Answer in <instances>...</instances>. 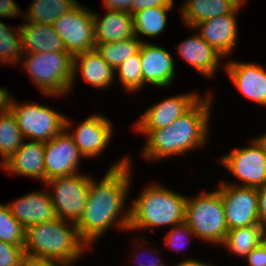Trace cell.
I'll return each mask as SVG.
<instances>
[{
	"label": "cell",
	"instance_id": "6da1fadb",
	"mask_svg": "<svg viewBox=\"0 0 266 266\" xmlns=\"http://www.w3.org/2000/svg\"><path fill=\"white\" fill-rule=\"evenodd\" d=\"M131 158L130 154L122 156L111 164L100 180L91 177L86 206L75 223L91 252L96 241L109 233L112 227L128 233L130 204H127V199L132 194L134 177Z\"/></svg>",
	"mask_w": 266,
	"mask_h": 266
},
{
	"label": "cell",
	"instance_id": "7a4b0ae2",
	"mask_svg": "<svg viewBox=\"0 0 266 266\" xmlns=\"http://www.w3.org/2000/svg\"><path fill=\"white\" fill-rule=\"evenodd\" d=\"M206 92L186 113L168 127L152 131H135L147 138L140 152L145 161L168 160L170 157L202 150L209 145L211 112L214 110L213 103L216 98L211 89Z\"/></svg>",
	"mask_w": 266,
	"mask_h": 266
},
{
	"label": "cell",
	"instance_id": "3957f363",
	"mask_svg": "<svg viewBox=\"0 0 266 266\" xmlns=\"http://www.w3.org/2000/svg\"><path fill=\"white\" fill-rule=\"evenodd\" d=\"M186 198L184 193L152 181L129 203L128 233L170 229L184 222Z\"/></svg>",
	"mask_w": 266,
	"mask_h": 266
},
{
	"label": "cell",
	"instance_id": "277c9868",
	"mask_svg": "<svg viewBox=\"0 0 266 266\" xmlns=\"http://www.w3.org/2000/svg\"><path fill=\"white\" fill-rule=\"evenodd\" d=\"M92 249L80 237L74 222L56 218L25 229L26 258L58 260L74 264Z\"/></svg>",
	"mask_w": 266,
	"mask_h": 266
},
{
	"label": "cell",
	"instance_id": "5b68a950",
	"mask_svg": "<svg viewBox=\"0 0 266 266\" xmlns=\"http://www.w3.org/2000/svg\"><path fill=\"white\" fill-rule=\"evenodd\" d=\"M73 58L67 51L23 53L19 65L43 96L63 98L70 93Z\"/></svg>",
	"mask_w": 266,
	"mask_h": 266
},
{
	"label": "cell",
	"instance_id": "8992f818",
	"mask_svg": "<svg viewBox=\"0 0 266 266\" xmlns=\"http://www.w3.org/2000/svg\"><path fill=\"white\" fill-rule=\"evenodd\" d=\"M198 192L186 198L185 222L197 240L221 246L229 230L220 193L215 188Z\"/></svg>",
	"mask_w": 266,
	"mask_h": 266
},
{
	"label": "cell",
	"instance_id": "52a82bcc",
	"mask_svg": "<svg viewBox=\"0 0 266 266\" xmlns=\"http://www.w3.org/2000/svg\"><path fill=\"white\" fill-rule=\"evenodd\" d=\"M8 109L14 114L25 140L48 142L65 129V115L39 102H19L12 93Z\"/></svg>",
	"mask_w": 266,
	"mask_h": 266
},
{
	"label": "cell",
	"instance_id": "ba28073f",
	"mask_svg": "<svg viewBox=\"0 0 266 266\" xmlns=\"http://www.w3.org/2000/svg\"><path fill=\"white\" fill-rule=\"evenodd\" d=\"M249 139V146L227 151L217 158V163L240 180L239 183L223 179L225 183L258 189L266 185V156L259 141L255 137Z\"/></svg>",
	"mask_w": 266,
	"mask_h": 266
},
{
	"label": "cell",
	"instance_id": "9c48e42d",
	"mask_svg": "<svg viewBox=\"0 0 266 266\" xmlns=\"http://www.w3.org/2000/svg\"><path fill=\"white\" fill-rule=\"evenodd\" d=\"M92 176L81 172L52 178L44 183L58 218L74 223L80 219L86 206Z\"/></svg>",
	"mask_w": 266,
	"mask_h": 266
},
{
	"label": "cell",
	"instance_id": "30bf717a",
	"mask_svg": "<svg viewBox=\"0 0 266 266\" xmlns=\"http://www.w3.org/2000/svg\"><path fill=\"white\" fill-rule=\"evenodd\" d=\"M79 2L53 22L64 49L73 57L95 49L93 10Z\"/></svg>",
	"mask_w": 266,
	"mask_h": 266
},
{
	"label": "cell",
	"instance_id": "8fae6325",
	"mask_svg": "<svg viewBox=\"0 0 266 266\" xmlns=\"http://www.w3.org/2000/svg\"><path fill=\"white\" fill-rule=\"evenodd\" d=\"M72 119L65 117V130L73 138L75 145L85 159L102 156L112 141L114 127L111 119L102 113H93L85 117L76 127ZM72 126L74 128H72Z\"/></svg>",
	"mask_w": 266,
	"mask_h": 266
},
{
	"label": "cell",
	"instance_id": "7c38bea8",
	"mask_svg": "<svg viewBox=\"0 0 266 266\" xmlns=\"http://www.w3.org/2000/svg\"><path fill=\"white\" fill-rule=\"evenodd\" d=\"M215 184L223 202L228 230L261 225L257 188L228 184L223 179Z\"/></svg>",
	"mask_w": 266,
	"mask_h": 266
},
{
	"label": "cell",
	"instance_id": "4fadbf2b",
	"mask_svg": "<svg viewBox=\"0 0 266 266\" xmlns=\"http://www.w3.org/2000/svg\"><path fill=\"white\" fill-rule=\"evenodd\" d=\"M202 95L196 90L178 93L152 104L132 124L134 131H152L173 124L176 119L186 113Z\"/></svg>",
	"mask_w": 266,
	"mask_h": 266
},
{
	"label": "cell",
	"instance_id": "5bb4252c",
	"mask_svg": "<svg viewBox=\"0 0 266 266\" xmlns=\"http://www.w3.org/2000/svg\"><path fill=\"white\" fill-rule=\"evenodd\" d=\"M44 149V183L52 178L81 173L80 163L85 158L65 129L45 142Z\"/></svg>",
	"mask_w": 266,
	"mask_h": 266
},
{
	"label": "cell",
	"instance_id": "9a60e30c",
	"mask_svg": "<svg viewBox=\"0 0 266 266\" xmlns=\"http://www.w3.org/2000/svg\"><path fill=\"white\" fill-rule=\"evenodd\" d=\"M243 8L239 5L232 13L201 21L193 28H188L200 34L203 40L216 50L225 60L232 57L239 41L238 17ZM231 56V57H230Z\"/></svg>",
	"mask_w": 266,
	"mask_h": 266
},
{
	"label": "cell",
	"instance_id": "2e32d148",
	"mask_svg": "<svg viewBox=\"0 0 266 266\" xmlns=\"http://www.w3.org/2000/svg\"><path fill=\"white\" fill-rule=\"evenodd\" d=\"M223 73L235 88L254 104L266 107V66L255 62L227 59Z\"/></svg>",
	"mask_w": 266,
	"mask_h": 266
},
{
	"label": "cell",
	"instance_id": "e0dca14e",
	"mask_svg": "<svg viewBox=\"0 0 266 266\" xmlns=\"http://www.w3.org/2000/svg\"><path fill=\"white\" fill-rule=\"evenodd\" d=\"M142 62L143 90L151 85L167 89L173 85L176 75V63L168 49L154 42H143L140 46Z\"/></svg>",
	"mask_w": 266,
	"mask_h": 266
},
{
	"label": "cell",
	"instance_id": "ac0fdd59",
	"mask_svg": "<svg viewBox=\"0 0 266 266\" xmlns=\"http://www.w3.org/2000/svg\"><path fill=\"white\" fill-rule=\"evenodd\" d=\"M174 50L182 60L206 79L216 78L219 69L224 71V58L208 45L198 32L180 41Z\"/></svg>",
	"mask_w": 266,
	"mask_h": 266
},
{
	"label": "cell",
	"instance_id": "d6986e66",
	"mask_svg": "<svg viewBox=\"0 0 266 266\" xmlns=\"http://www.w3.org/2000/svg\"><path fill=\"white\" fill-rule=\"evenodd\" d=\"M11 214L26 229L28 226L49 222L57 217L48 190L31 191L6 203Z\"/></svg>",
	"mask_w": 266,
	"mask_h": 266
},
{
	"label": "cell",
	"instance_id": "ffe728a7",
	"mask_svg": "<svg viewBox=\"0 0 266 266\" xmlns=\"http://www.w3.org/2000/svg\"><path fill=\"white\" fill-rule=\"evenodd\" d=\"M79 73L83 82L99 90L109 89L115 82V70L104 61L96 49L89 52H82L73 58V78L70 93L73 91Z\"/></svg>",
	"mask_w": 266,
	"mask_h": 266
},
{
	"label": "cell",
	"instance_id": "44dd1931",
	"mask_svg": "<svg viewBox=\"0 0 266 266\" xmlns=\"http://www.w3.org/2000/svg\"><path fill=\"white\" fill-rule=\"evenodd\" d=\"M44 142L25 140L19 149L0 167L1 171L44 184Z\"/></svg>",
	"mask_w": 266,
	"mask_h": 266
},
{
	"label": "cell",
	"instance_id": "7402d4cb",
	"mask_svg": "<svg viewBox=\"0 0 266 266\" xmlns=\"http://www.w3.org/2000/svg\"><path fill=\"white\" fill-rule=\"evenodd\" d=\"M104 10L103 16L93 10L95 44L135 37L132 14L127 11Z\"/></svg>",
	"mask_w": 266,
	"mask_h": 266
},
{
	"label": "cell",
	"instance_id": "603a6c76",
	"mask_svg": "<svg viewBox=\"0 0 266 266\" xmlns=\"http://www.w3.org/2000/svg\"><path fill=\"white\" fill-rule=\"evenodd\" d=\"M176 10L185 28H193L201 21L232 13L240 4L237 0H184Z\"/></svg>",
	"mask_w": 266,
	"mask_h": 266
},
{
	"label": "cell",
	"instance_id": "cb8c5ba5",
	"mask_svg": "<svg viewBox=\"0 0 266 266\" xmlns=\"http://www.w3.org/2000/svg\"><path fill=\"white\" fill-rule=\"evenodd\" d=\"M23 53L66 51L53 25L21 21Z\"/></svg>",
	"mask_w": 266,
	"mask_h": 266
},
{
	"label": "cell",
	"instance_id": "d4e9b609",
	"mask_svg": "<svg viewBox=\"0 0 266 266\" xmlns=\"http://www.w3.org/2000/svg\"><path fill=\"white\" fill-rule=\"evenodd\" d=\"M264 241L265 227L251 225L229 230L222 246L230 255L243 259Z\"/></svg>",
	"mask_w": 266,
	"mask_h": 266
},
{
	"label": "cell",
	"instance_id": "484cf974",
	"mask_svg": "<svg viewBox=\"0 0 266 266\" xmlns=\"http://www.w3.org/2000/svg\"><path fill=\"white\" fill-rule=\"evenodd\" d=\"M173 7H151L140 10L133 14L134 33L135 36L143 42H150L143 39L144 36L151 38L162 37L165 32L167 23V16ZM141 36H143L141 38Z\"/></svg>",
	"mask_w": 266,
	"mask_h": 266
},
{
	"label": "cell",
	"instance_id": "4316f807",
	"mask_svg": "<svg viewBox=\"0 0 266 266\" xmlns=\"http://www.w3.org/2000/svg\"><path fill=\"white\" fill-rule=\"evenodd\" d=\"M78 3V0H33L28 9L23 10L21 20L52 25Z\"/></svg>",
	"mask_w": 266,
	"mask_h": 266
},
{
	"label": "cell",
	"instance_id": "83f0119b",
	"mask_svg": "<svg viewBox=\"0 0 266 266\" xmlns=\"http://www.w3.org/2000/svg\"><path fill=\"white\" fill-rule=\"evenodd\" d=\"M25 141L14 114L7 108L0 113V167Z\"/></svg>",
	"mask_w": 266,
	"mask_h": 266
},
{
	"label": "cell",
	"instance_id": "f1b7e54d",
	"mask_svg": "<svg viewBox=\"0 0 266 266\" xmlns=\"http://www.w3.org/2000/svg\"><path fill=\"white\" fill-rule=\"evenodd\" d=\"M18 27L6 25L0 19V66L12 65L14 68L23 56L22 35L20 24Z\"/></svg>",
	"mask_w": 266,
	"mask_h": 266
},
{
	"label": "cell",
	"instance_id": "f546056e",
	"mask_svg": "<svg viewBox=\"0 0 266 266\" xmlns=\"http://www.w3.org/2000/svg\"><path fill=\"white\" fill-rule=\"evenodd\" d=\"M142 42L138 37L120 40L117 42L97 43L96 51L114 70L130 56L135 55Z\"/></svg>",
	"mask_w": 266,
	"mask_h": 266
},
{
	"label": "cell",
	"instance_id": "4dcf8cb0",
	"mask_svg": "<svg viewBox=\"0 0 266 266\" xmlns=\"http://www.w3.org/2000/svg\"><path fill=\"white\" fill-rule=\"evenodd\" d=\"M115 80L118 81L124 91L132 95L143 90L142 62L140 49L135 54L123 61L115 69Z\"/></svg>",
	"mask_w": 266,
	"mask_h": 266
},
{
	"label": "cell",
	"instance_id": "1f68e13d",
	"mask_svg": "<svg viewBox=\"0 0 266 266\" xmlns=\"http://www.w3.org/2000/svg\"><path fill=\"white\" fill-rule=\"evenodd\" d=\"M0 240L15 245L25 243V228L13 217L6 203H0Z\"/></svg>",
	"mask_w": 266,
	"mask_h": 266
},
{
	"label": "cell",
	"instance_id": "d6a6232c",
	"mask_svg": "<svg viewBox=\"0 0 266 266\" xmlns=\"http://www.w3.org/2000/svg\"><path fill=\"white\" fill-rule=\"evenodd\" d=\"M144 232L141 234V236L135 237V239H133L134 236H132V240L131 243L137 244V245H133V251L134 249L138 252H134L135 254H129V255H135V256H131V258L133 257V265L131 266H166L168 263H166L165 261L163 262V260L161 257L160 252H158V248L156 249V247L150 246V241H148L147 239H145V237H143ZM141 240V242H140ZM150 247V248H149ZM141 251V252H140ZM137 253V254H136ZM147 253V255H145ZM148 257L146 259V257ZM142 257V258H141ZM158 257V258H157ZM138 258V259H137ZM145 258V259H143ZM136 261V262H135Z\"/></svg>",
	"mask_w": 266,
	"mask_h": 266
},
{
	"label": "cell",
	"instance_id": "836d02e7",
	"mask_svg": "<svg viewBox=\"0 0 266 266\" xmlns=\"http://www.w3.org/2000/svg\"><path fill=\"white\" fill-rule=\"evenodd\" d=\"M166 231L163 242L168 249L173 250V252L176 251L178 255L181 251L187 249L185 246L187 247L193 238H196L194 232L185 221Z\"/></svg>",
	"mask_w": 266,
	"mask_h": 266
},
{
	"label": "cell",
	"instance_id": "e575fe53",
	"mask_svg": "<svg viewBox=\"0 0 266 266\" xmlns=\"http://www.w3.org/2000/svg\"><path fill=\"white\" fill-rule=\"evenodd\" d=\"M24 245H15L0 240V266H23Z\"/></svg>",
	"mask_w": 266,
	"mask_h": 266
},
{
	"label": "cell",
	"instance_id": "d590c367",
	"mask_svg": "<svg viewBox=\"0 0 266 266\" xmlns=\"http://www.w3.org/2000/svg\"><path fill=\"white\" fill-rule=\"evenodd\" d=\"M175 0H133L130 14L151 7H175Z\"/></svg>",
	"mask_w": 266,
	"mask_h": 266
},
{
	"label": "cell",
	"instance_id": "8d00e7d4",
	"mask_svg": "<svg viewBox=\"0 0 266 266\" xmlns=\"http://www.w3.org/2000/svg\"><path fill=\"white\" fill-rule=\"evenodd\" d=\"M15 17H23V11L17 2L15 0H0V18L16 19Z\"/></svg>",
	"mask_w": 266,
	"mask_h": 266
},
{
	"label": "cell",
	"instance_id": "74e56055",
	"mask_svg": "<svg viewBox=\"0 0 266 266\" xmlns=\"http://www.w3.org/2000/svg\"><path fill=\"white\" fill-rule=\"evenodd\" d=\"M248 266H266V242H262L253 249L245 258Z\"/></svg>",
	"mask_w": 266,
	"mask_h": 266
},
{
	"label": "cell",
	"instance_id": "f35d334b",
	"mask_svg": "<svg viewBox=\"0 0 266 266\" xmlns=\"http://www.w3.org/2000/svg\"><path fill=\"white\" fill-rule=\"evenodd\" d=\"M258 215L262 226L266 227V185L257 189Z\"/></svg>",
	"mask_w": 266,
	"mask_h": 266
},
{
	"label": "cell",
	"instance_id": "ab89813d",
	"mask_svg": "<svg viewBox=\"0 0 266 266\" xmlns=\"http://www.w3.org/2000/svg\"><path fill=\"white\" fill-rule=\"evenodd\" d=\"M133 0H103L104 9L127 11L130 13V8Z\"/></svg>",
	"mask_w": 266,
	"mask_h": 266
},
{
	"label": "cell",
	"instance_id": "60d3db41",
	"mask_svg": "<svg viewBox=\"0 0 266 266\" xmlns=\"http://www.w3.org/2000/svg\"><path fill=\"white\" fill-rule=\"evenodd\" d=\"M69 264L58 260L25 258L23 266H68Z\"/></svg>",
	"mask_w": 266,
	"mask_h": 266
},
{
	"label": "cell",
	"instance_id": "b9f144b4",
	"mask_svg": "<svg viewBox=\"0 0 266 266\" xmlns=\"http://www.w3.org/2000/svg\"><path fill=\"white\" fill-rule=\"evenodd\" d=\"M199 258H192V257H187L185 258L184 256V259L179 262H177V264H173L172 266H214V264L211 262H206V261H201V259ZM168 266V265H167Z\"/></svg>",
	"mask_w": 266,
	"mask_h": 266
},
{
	"label": "cell",
	"instance_id": "7bdbcfd3",
	"mask_svg": "<svg viewBox=\"0 0 266 266\" xmlns=\"http://www.w3.org/2000/svg\"><path fill=\"white\" fill-rule=\"evenodd\" d=\"M11 95L10 90H7V88H3L0 85V113L5 111L8 108V101L9 97Z\"/></svg>",
	"mask_w": 266,
	"mask_h": 266
},
{
	"label": "cell",
	"instance_id": "ee69618b",
	"mask_svg": "<svg viewBox=\"0 0 266 266\" xmlns=\"http://www.w3.org/2000/svg\"><path fill=\"white\" fill-rule=\"evenodd\" d=\"M254 137L259 141V143L263 147L264 152H265V156H266V133L259 134V135L254 136Z\"/></svg>",
	"mask_w": 266,
	"mask_h": 266
},
{
	"label": "cell",
	"instance_id": "f6af8a7d",
	"mask_svg": "<svg viewBox=\"0 0 266 266\" xmlns=\"http://www.w3.org/2000/svg\"><path fill=\"white\" fill-rule=\"evenodd\" d=\"M246 1L247 0H237V2L242 6H244V4H247Z\"/></svg>",
	"mask_w": 266,
	"mask_h": 266
},
{
	"label": "cell",
	"instance_id": "bcb514c9",
	"mask_svg": "<svg viewBox=\"0 0 266 266\" xmlns=\"http://www.w3.org/2000/svg\"><path fill=\"white\" fill-rule=\"evenodd\" d=\"M68 266H77V264H76V263H74V264H69Z\"/></svg>",
	"mask_w": 266,
	"mask_h": 266
}]
</instances>
